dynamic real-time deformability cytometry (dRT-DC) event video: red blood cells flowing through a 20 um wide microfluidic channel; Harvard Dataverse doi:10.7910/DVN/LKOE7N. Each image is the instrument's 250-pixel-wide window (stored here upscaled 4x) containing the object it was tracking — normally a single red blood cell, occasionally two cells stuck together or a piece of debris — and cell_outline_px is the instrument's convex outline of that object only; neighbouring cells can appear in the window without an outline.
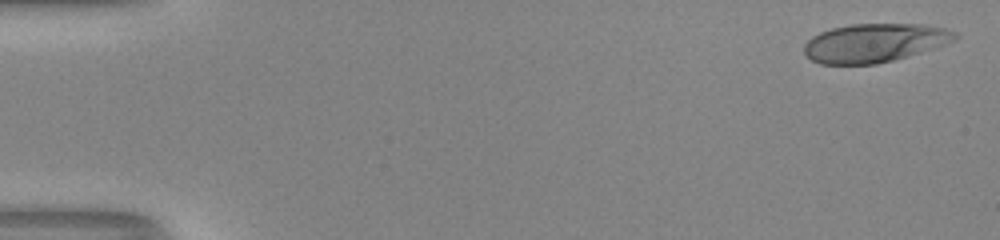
{"species": "human", "species_latin": "Homo sapiens", "temperature_condition": "room temperature", "stored_images_in_passage": 48, "camera_frame_rate_fps": 3000, "um_per_image_px": 0.085, "donor": {"sex": "male"}, "frame": {"image": 1, "passage_image": 2, "time_ms": 0.333, "image_size_px": [1000, 240], "cell_outline_px": [[960, 36], [956, 40], [932, 48], [892, 60], [876, 64], [820, 64], [812, 60], [804, 52], [804, 44], [812, 36], [820, 32], [832, 28], [852, 24], [920, 24], [944, 28], [956, 32]], "centroid_in_image_um": [74.32, 3.64], "position_along_channel_um": 10.7, "area_um2": 33.7}}
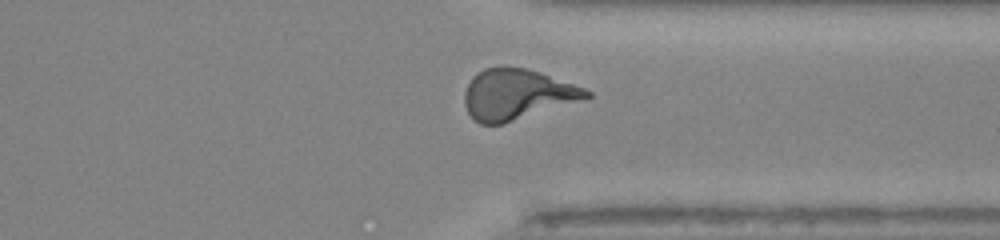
{"frame": {"image": 2, "passage_image": 41, "time_ms": 13.333, "image_size_px": [1000, 240], "cell_outline_px": [[592, 96], [500, 124], [480, 124], [472, 120], [464, 104], [464, 92], [472, 76], [476, 72], [484, 68], [504, 64], [528, 68], [540, 72], [584, 88], [592, 92]], "centroid_in_image_um": [43.86, 7.97], "position_along_channel_um": 367.5, "area_um2": 35.84}}
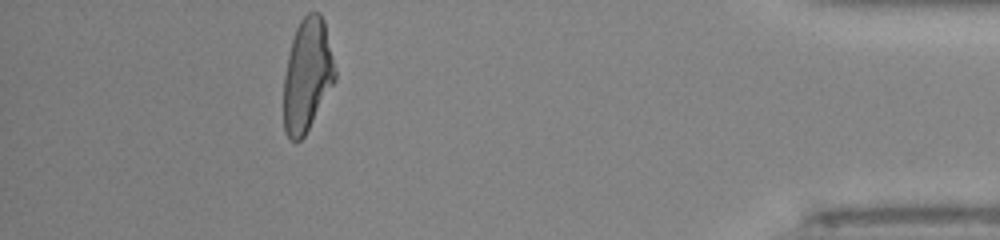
{"frame": {"image": 3, "passage_image": 48, "time_ms": 15.667, "image_size_px": [1000, 240], "cell_outline_px": [[336, 80], [304, 136], [300, 140], [292, 140], [284, 132], [284, 76], [288, 56], [292, 40], [296, 28], [300, 20], [308, 12], [320, 12], [324, 20], [336, 72]], "centroid_in_image_um": [26.11, 6.37], "position_along_channel_um": 409.1, "area_um2": 33.52}, "authors_computed_cell_mechanics": {"area_um2": 34.7089, "velocity_mm_per_s": 4.0268, "shape_relaxation_time_tau1_ms": 4.7263, "shape_relaxation_time_tau2_ms": 0.8775, "deformation_change_tau1": 0.2293, "deformation_change_tau2": 0.0913}}